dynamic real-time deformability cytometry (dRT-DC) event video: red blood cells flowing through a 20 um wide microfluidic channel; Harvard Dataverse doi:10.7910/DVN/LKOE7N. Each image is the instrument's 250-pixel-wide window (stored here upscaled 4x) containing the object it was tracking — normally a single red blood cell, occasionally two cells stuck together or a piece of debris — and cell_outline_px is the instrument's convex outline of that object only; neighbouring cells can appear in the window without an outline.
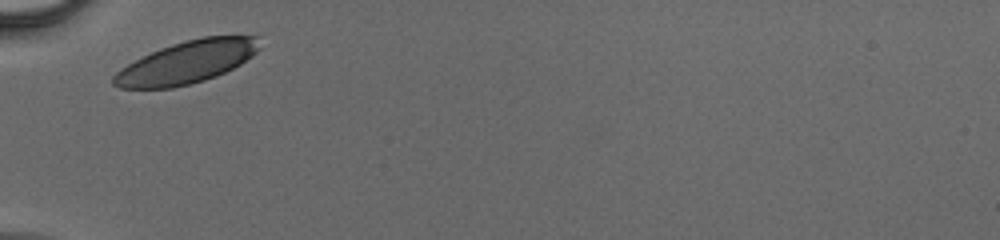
{"species": "human", "species_latin": "Homo sapiens", "temperature_condition": "cold", "stored_images_in_passage": 24, "camera_frame_rate_fps": 3000, "um_per_image_px": 0.085, "donor": {"sex": "male"}, "frame": {"image": 1, "passage_image": 1, "time_ms": 0.0, "image_size_px": [1000, 240], "cell_outline_px": [[260, 48], [252, 56], [240, 64], [216, 76], [204, 80], [172, 88], [120, 88], [112, 84], [112, 76], [120, 68], [160, 48], [172, 44], [204, 36], [260, 36]], "centroid_in_image_um": [15.88, 5.29], "position_along_channel_um": 69.1, "area_um2": 35.84}}